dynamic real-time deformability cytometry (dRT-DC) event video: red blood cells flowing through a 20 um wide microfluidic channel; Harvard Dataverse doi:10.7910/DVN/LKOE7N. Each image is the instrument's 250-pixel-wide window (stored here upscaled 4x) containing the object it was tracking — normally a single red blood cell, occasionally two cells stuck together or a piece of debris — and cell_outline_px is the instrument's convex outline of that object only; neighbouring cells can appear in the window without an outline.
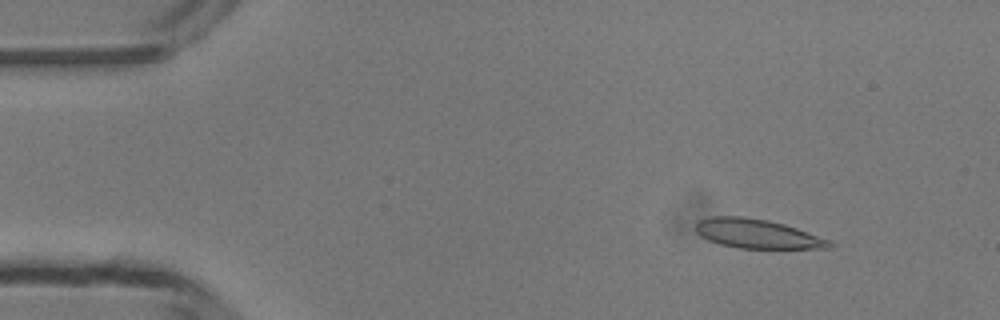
{"species": "common noctule bat (a hibernating species)", "species_latin": "Nyctalus noctula", "temperature_condition": "room temperature", "stored_images_in_passage": 48, "camera_frame_rate_fps": 3000, "um_per_image_px": 0.085, "animal": {"sex": "male", "body_mass_g": 13.3}, "frame": {"image": 1, "passage_image": 5, "time_ms": 1.333, "image_size_px": [1000, 320], "cell_outline_px": [[836, 244], [832, 248], [740, 248], [720, 244], [708, 240], [700, 236], [696, 232], [696, 220], [712, 216], [744, 216], [768, 220], [784, 224], [832, 240]], "centroid_in_image_um": [64.37, 19.86], "position_along_channel_um": 20.6, "area_um2": 22.95}}
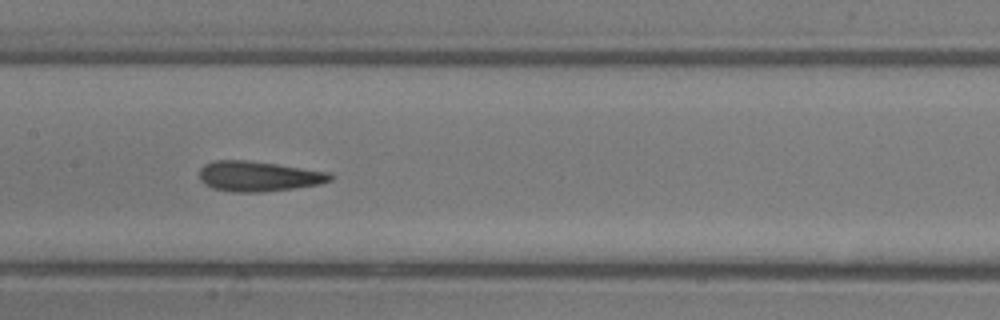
{"frame": {"image": 2, "passage_image": 23, "time_ms": 7.333, "image_size_px": [1000, 320], "cell_outline_px": [[332, 180], [320, 184], [292, 188], [260, 192], [232, 192], [212, 188], [204, 184], [200, 180], [200, 168], [204, 164], [216, 160], [244, 160], [276, 164], [328, 172], [332, 176]], "centroid_in_image_um": [21.93, 14.98], "position_along_channel_um": 185.5, "area_um2": 22.83}}
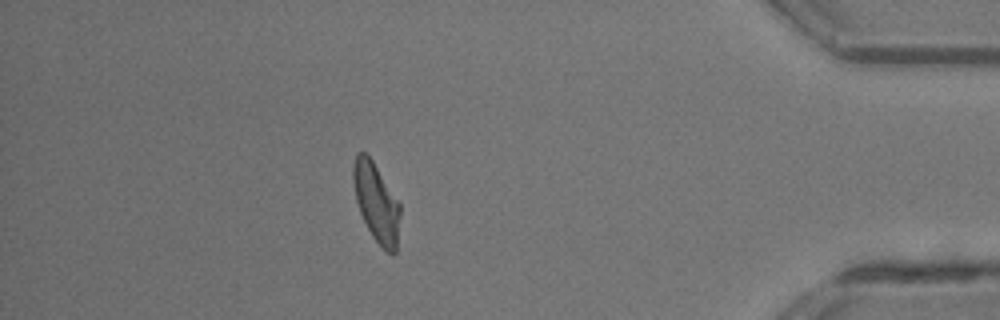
{"frame": {"image": 3, "passage_image": 42, "time_ms": 13.667, "image_size_px": [1000, 320], "cell_outline_px": [[400, 216], [396, 252], [392, 256], [372, 236], [360, 212], [356, 200], [352, 180], [352, 168], [356, 152], [364, 152], [372, 160], [400, 204]], "centroid_in_image_um": [31.98, 17.2], "position_along_channel_um": 403.2, "area_um2": 21.27}, "authors_computed_cell_mechanics": {"area_um2": 22.5998, "velocity_mm_per_s": 4.1939, "shape_relaxation_time_tau1_ms": null, "shape_relaxation_time_tau2_ms": 1.9311, "deformation_change_tau1": null, "deformation_change_tau2": 0.1101}}